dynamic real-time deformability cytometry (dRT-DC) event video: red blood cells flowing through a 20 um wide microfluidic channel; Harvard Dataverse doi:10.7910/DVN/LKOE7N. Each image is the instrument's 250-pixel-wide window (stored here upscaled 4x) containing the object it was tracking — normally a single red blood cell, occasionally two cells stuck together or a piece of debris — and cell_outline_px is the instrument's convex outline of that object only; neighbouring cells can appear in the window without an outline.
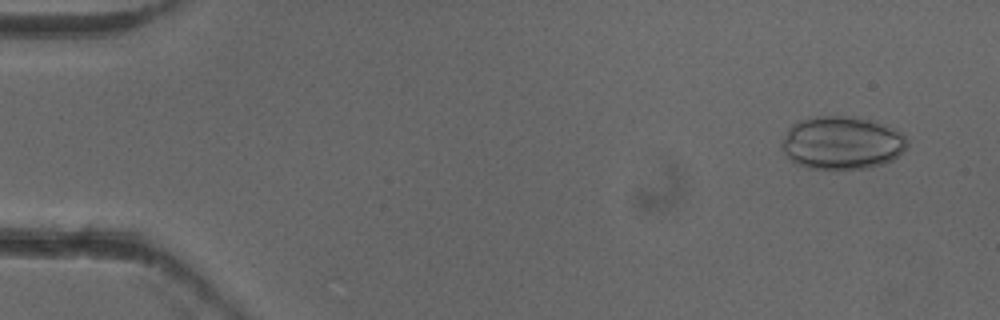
{"species": "common noctule bat (a hibernating species)", "species_latin": "Nyctalus noctula", "temperature_condition": "cold", "stored_images_in_passage": 50, "segment_of_instrument_passage": [1, 2], "camera_frame_rate_fps": 3000, "um_per_image_px": 0.085, "animal": {"sex": "female"}, "frame": {"image": 1, "passage_image": 4, "time_ms": 1.0, "image_size_px": [1000, 320], "cell_outline_px": [[908, 148], [892, 160], [868, 168], [808, 168], [796, 164], [780, 148], [780, 144], [788, 128], [796, 120], [816, 116], [852, 116], [872, 120], [884, 124], [900, 132], [908, 140]], "centroid_in_image_um": [71.55, 12.12], "position_along_channel_um": 13.5, "area_um2": 38.96}}